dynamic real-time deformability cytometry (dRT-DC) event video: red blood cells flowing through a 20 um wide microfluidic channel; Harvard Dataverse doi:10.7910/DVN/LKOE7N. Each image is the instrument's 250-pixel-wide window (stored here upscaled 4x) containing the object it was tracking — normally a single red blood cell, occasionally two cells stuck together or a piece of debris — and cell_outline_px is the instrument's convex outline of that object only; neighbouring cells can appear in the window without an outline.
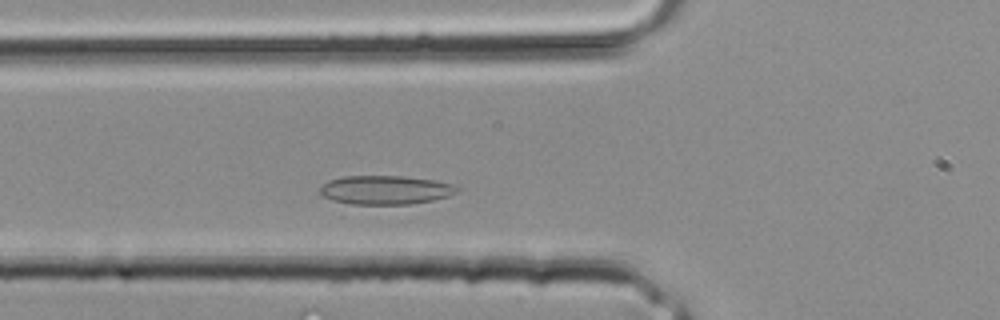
{"species": "common noctule bat (a hibernating species)", "species_latin": "Nyctalus noctula", "temperature_condition": "room temperature", "stored_images_in_passage": 24, "camera_frame_rate_fps": 3000, "um_per_image_px": 0.085, "animal": {"sex": "male", "body_mass_g": 20.4}, "frame": {"image": 1, "passage_image": 6, "time_ms": 1.667, "image_size_px": [1000, 320], "cell_outline_px": [[460, 188], [456, 192], [448, 196], [432, 200], [408, 204], [352, 204], [332, 200], [320, 196], [320, 188], [328, 180], [344, 176], [404, 176], [436, 180], [452, 184]], "centroid_in_image_um": [32.74, 16.14], "position_along_channel_um": 93.1, "area_um2": 23.06}}
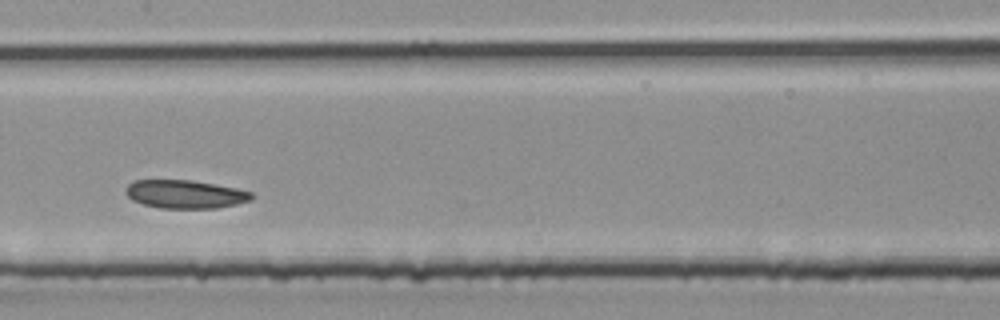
{"frame": {"image": 2, "passage_image": 11, "time_ms": 3.333, "image_size_px": [1000, 320], "cell_outline_px": [[252, 200], [236, 204], [216, 208], [160, 208], [144, 204], [132, 200], [124, 192], [128, 184], [136, 180], [192, 180], [236, 188], [252, 192]], "centroid_in_image_um": [15.73, 16.5], "position_along_channel_um": 191.7, "area_um2": 20.69}}
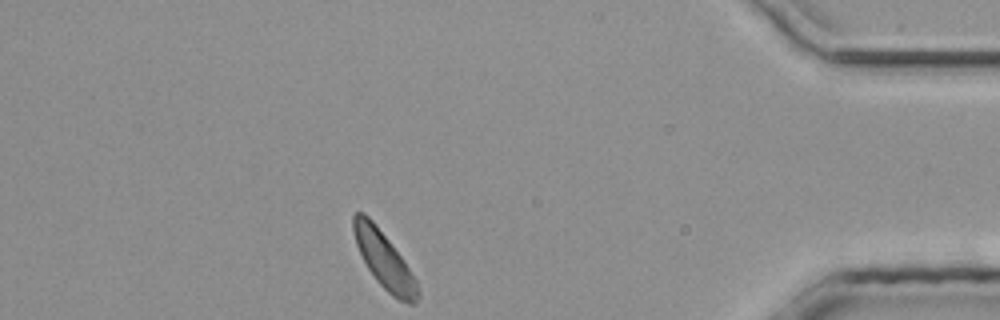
{"frame": {"image": 3, "passage_image": 24, "time_ms": 7.667, "image_size_px": [1000, 320], "cell_outline_px": [[420, 296], [412, 304], [408, 304], [392, 296], [376, 280], [368, 268], [356, 244], [352, 232], [352, 216], [356, 212], [364, 212], [372, 220], [388, 240], [400, 256], [416, 280], [420, 292]], "centroid_in_image_um": [32.63, 22.1], "position_along_channel_um": 402.6, "area_um2": 20.75}}